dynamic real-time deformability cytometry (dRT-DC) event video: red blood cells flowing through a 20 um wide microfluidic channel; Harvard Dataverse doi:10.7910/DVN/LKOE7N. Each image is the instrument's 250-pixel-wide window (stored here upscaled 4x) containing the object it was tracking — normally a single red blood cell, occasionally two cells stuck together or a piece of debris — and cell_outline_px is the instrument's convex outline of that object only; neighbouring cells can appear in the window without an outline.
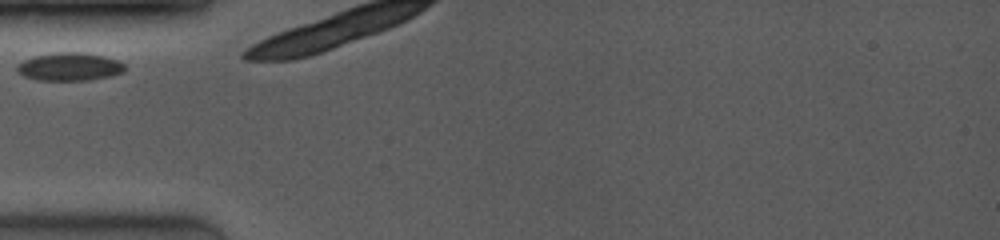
{"species": "common noctule bat (a hibernating species)", "species_latin": "Nyctalus noctula", "temperature_condition": "room temperature", "stored_images_in_passage": 5, "camera_frame_rate_fps": 4000, "um_per_image_px": 0.085, "animal": {"sex": "female", "body_mass_g": 19.0, "forearm_length_mm": 53.3}, "frame": {"image": 1, "passage_image": 1, "time_ms": 0.0, "image_size_px": [1000, 240], "cell_outline_px": [[124, 72], [108, 76], [88, 80], [40, 80], [24, 76], [16, 68], [24, 60], [36, 56], [56, 52], [80, 52], [100, 56], [116, 60], [124, 64]], "centroid_in_image_um": [5.91, 5.67], "position_along_channel_um": 79.1, "area_um2": 17.11}}